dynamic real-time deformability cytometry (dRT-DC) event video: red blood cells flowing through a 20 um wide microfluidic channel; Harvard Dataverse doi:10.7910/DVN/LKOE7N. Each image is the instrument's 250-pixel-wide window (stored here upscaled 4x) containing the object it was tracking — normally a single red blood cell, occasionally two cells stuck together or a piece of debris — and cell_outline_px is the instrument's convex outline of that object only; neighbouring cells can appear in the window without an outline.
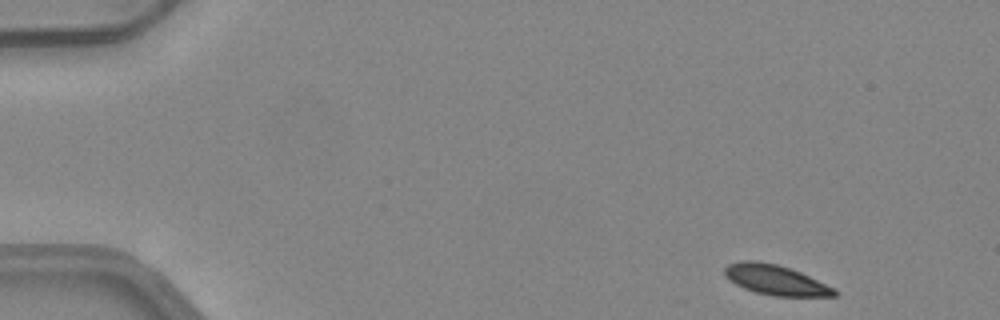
{"species": "common noctule bat (a hibernating species)", "species_latin": "Nyctalus noctula", "temperature_condition": "warm", "stored_images_in_passage": 8, "camera_frame_rate_fps": 3000, "um_per_image_px": 0.085, "animal": {"sex": "female", "body_mass_g": 24.6, "forearm_length_mm": 56.2}, "frame": {"image": 1, "passage_image": 1, "time_ms": 0.0, "image_size_px": [1000, 320], "cell_outline_px": [[840, 292], [836, 296], [772, 296], [756, 292], [744, 288], [728, 280], [724, 276], [724, 268], [728, 264], [740, 260], [756, 260], [776, 264], [800, 272], [836, 288]], "centroid_in_image_um": [65.92, 23.79], "position_along_channel_um": 19.1, "area_um2": 19.36}}